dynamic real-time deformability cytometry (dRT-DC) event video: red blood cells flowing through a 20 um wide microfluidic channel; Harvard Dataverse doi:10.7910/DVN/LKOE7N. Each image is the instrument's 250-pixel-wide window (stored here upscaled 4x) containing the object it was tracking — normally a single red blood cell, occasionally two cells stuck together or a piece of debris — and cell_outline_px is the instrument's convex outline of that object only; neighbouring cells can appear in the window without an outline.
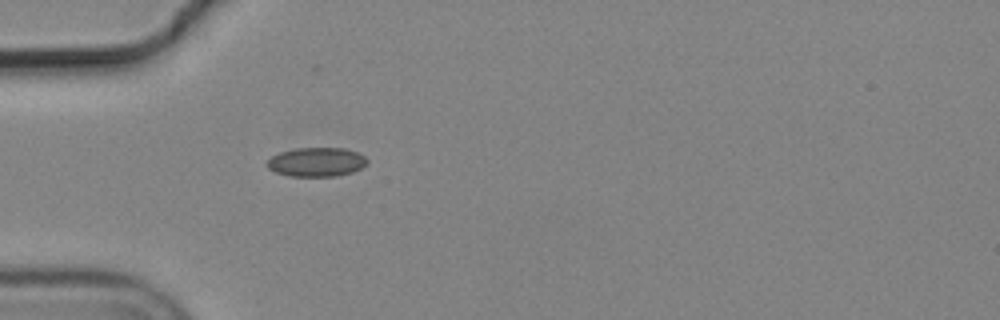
{"species": "common noctule bat (a hibernating species)", "species_latin": "Nyctalus noctula", "temperature_condition": "cold", "stored_images_in_passage": 1, "camera_frame_rate_fps": 3000, "um_per_image_px": 0.085, "animal": {"sex": "male", "body_mass_g": 19.2, "forearm_length_mm": 51.8}, "frame": {"image": 1, "passage_image": 1, "time_ms": 0.0, "image_size_px": [1000, 320], "cell_outline_px": [[368, 160], [360, 168], [352, 172], [336, 176], [288, 176], [276, 172], [268, 168], [264, 164], [272, 156], [280, 152], [296, 148], [344, 148], [356, 152], [364, 156]], "centroid_in_image_um": [26.86, 13.77], "position_along_channel_um": 58.1, "area_um2": 16.88}}